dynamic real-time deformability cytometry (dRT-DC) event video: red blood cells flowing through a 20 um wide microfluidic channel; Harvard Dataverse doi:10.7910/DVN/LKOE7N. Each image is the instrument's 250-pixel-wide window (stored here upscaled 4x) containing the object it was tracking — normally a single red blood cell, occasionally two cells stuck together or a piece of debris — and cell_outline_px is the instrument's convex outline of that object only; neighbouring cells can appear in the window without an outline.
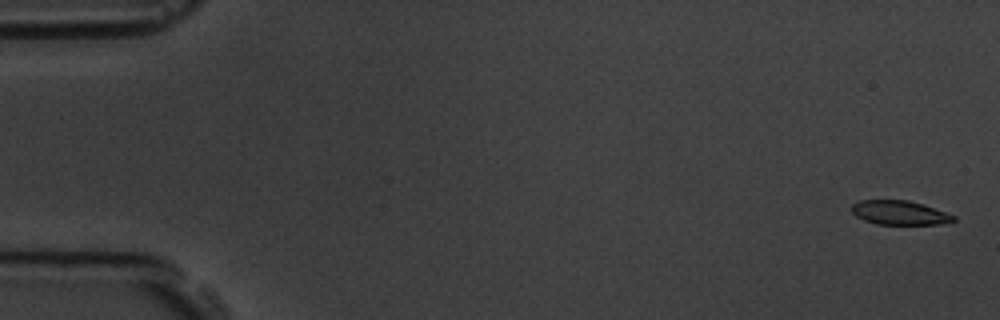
{"species": "common noctule bat (a hibernating species)", "species_latin": "Nyctalus noctula", "temperature_condition": "room temperature", "stored_images_in_passage": 57, "camera_frame_rate_fps": 3000, "um_per_image_px": 0.085, "animal": {"sex": "male", "body_mass_g": 19.5, "forearm_length_mm": 54.6}, "frame": {"image": 1, "passage_image": 2, "time_ms": 0.333, "image_size_px": [1000, 320], "cell_outline_px": [[956, 220], [940, 224], [876, 224], [864, 220], [856, 216], [852, 212], [852, 204], [860, 200], [908, 200], [924, 204], [956, 216]], "centroid_in_image_um": [76.47, 18.07], "position_along_channel_um": 8.5, "area_um2": 14.33}}
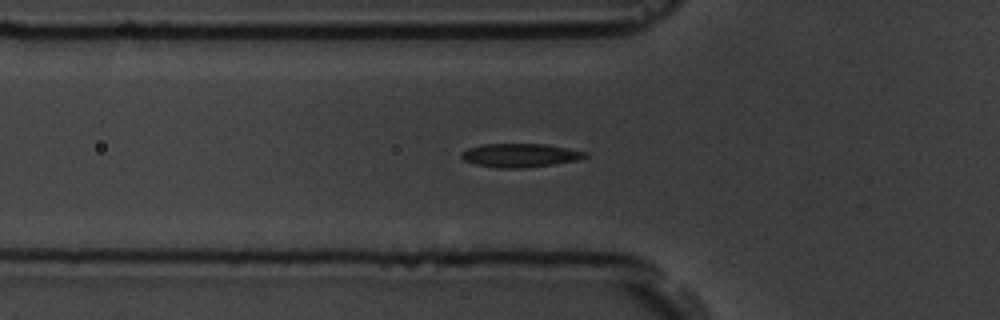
{"frame": {"image": 2, "passage_image": 20, "time_ms": 6.333, "image_size_px": [1000, 320], "cell_outline_px": [[588, 156], [576, 160], [552, 164], [520, 168], [496, 168], [476, 164], [464, 160], [460, 156], [460, 152], [468, 148], [480, 144], [544, 144], [568, 148], [588, 152]], "centroid_in_image_um": [44.17, 13.19], "position_along_channel_um": 81.6, "area_um2": 16.99}}
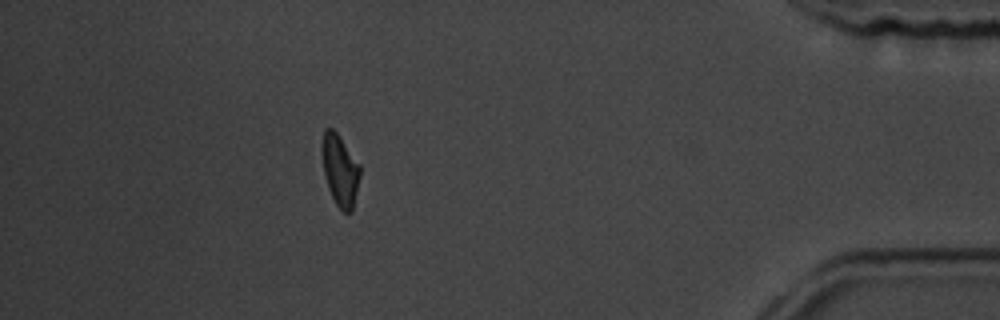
{"frame": {"image": 3, "passage_image": 51, "time_ms": 16.667, "image_size_px": [1000, 320], "cell_outline_px": [[360, 176], [352, 212], [344, 212], [336, 204], [328, 188], [324, 176], [320, 152], [320, 144], [324, 128], [332, 128], [336, 132], [360, 164]], "centroid_in_image_um": [28.87, 14.43], "position_along_channel_um": 406.3, "area_um2": 16.07}, "authors_computed_cell_mechanics": {"area_um2": 16.4152, "velocity_mm_per_s": 3.6272, "shape_relaxation_time_tau1_ms": 4.6826, "shape_relaxation_time_tau2_ms": 4.0017, "deformation_change_tau1": 0.1383, "deformation_change_tau2": 0.0788}}